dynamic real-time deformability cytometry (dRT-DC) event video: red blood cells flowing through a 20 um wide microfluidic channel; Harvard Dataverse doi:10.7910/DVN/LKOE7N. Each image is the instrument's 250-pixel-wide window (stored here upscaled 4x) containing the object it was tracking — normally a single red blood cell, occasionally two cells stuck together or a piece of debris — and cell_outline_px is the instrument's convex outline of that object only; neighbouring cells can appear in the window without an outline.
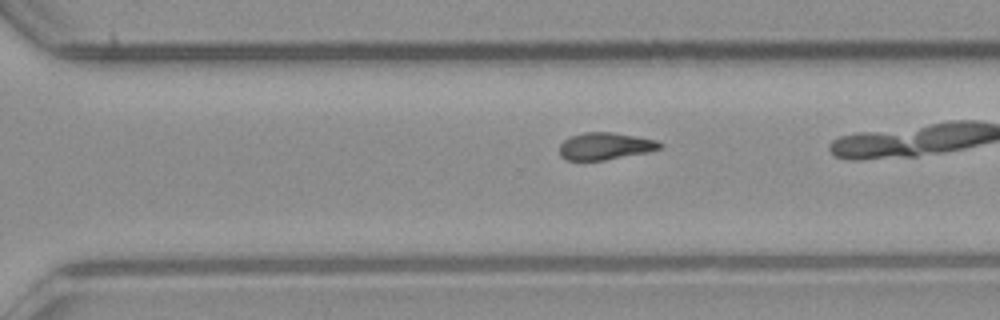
{"species": "common noctule bat (a hibernating species)", "species_latin": "Nyctalus noctula", "temperature_condition": "room temperature", "stored_images_in_passage": 36, "camera_frame_rate_fps": 3000, "um_per_image_px": 0.085, "animal": {"sex": "male", "body_mass_g": 23.1, "forearm_length_mm": 52.7}, "frame": {"image": 1, "passage_image": 31, "time_ms": 10.0, "image_size_px": [1000, 320], "cell_outline_px": [[664, 144], [660, 148], [648, 152], [604, 160], [564, 160], [560, 156], [560, 144], [564, 140], [572, 136], [584, 132], [612, 132], [636, 136], [656, 140]], "centroid_in_image_um": [51.44, 12.42], "position_along_channel_um": 319.2, "area_um2": 15.84}}